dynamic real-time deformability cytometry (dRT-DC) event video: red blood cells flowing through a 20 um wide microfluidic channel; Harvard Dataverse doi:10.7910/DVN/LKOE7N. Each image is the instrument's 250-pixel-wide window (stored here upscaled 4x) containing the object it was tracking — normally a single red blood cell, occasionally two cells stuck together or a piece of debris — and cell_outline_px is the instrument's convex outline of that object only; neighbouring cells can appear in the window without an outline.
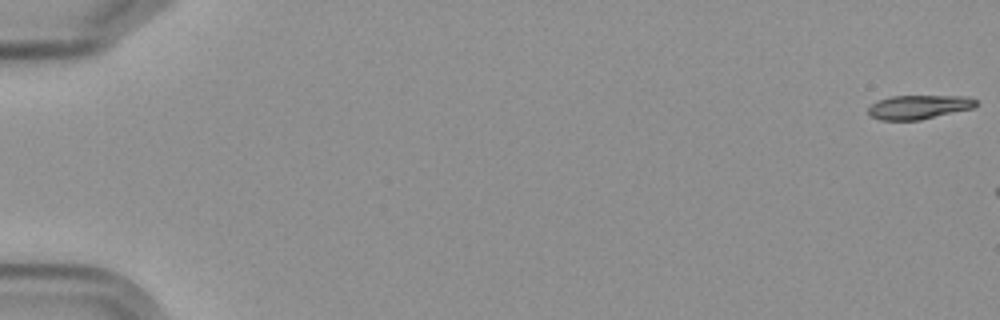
{"species": "Egyptian fruit bat (a non-hibernating species)", "species_latin": "Rousettus aegyptiacus", "temperature_condition": "cold", "stored_images_in_passage": 3, "camera_frame_rate_fps": 3000, "um_per_image_px": 0.085, "frame": {"image": 1, "passage_image": 1, "time_ms": 0.0, "image_size_px": [1000, 320], "cell_outline_px": [[976, 104], [972, 108], [920, 120], [880, 120], [868, 116], [868, 108], [876, 100], [892, 96], [968, 96], [976, 100]], "centroid_in_image_um": [78.04, 9.1], "position_along_channel_um": 7.0, "area_um2": 15.09}}